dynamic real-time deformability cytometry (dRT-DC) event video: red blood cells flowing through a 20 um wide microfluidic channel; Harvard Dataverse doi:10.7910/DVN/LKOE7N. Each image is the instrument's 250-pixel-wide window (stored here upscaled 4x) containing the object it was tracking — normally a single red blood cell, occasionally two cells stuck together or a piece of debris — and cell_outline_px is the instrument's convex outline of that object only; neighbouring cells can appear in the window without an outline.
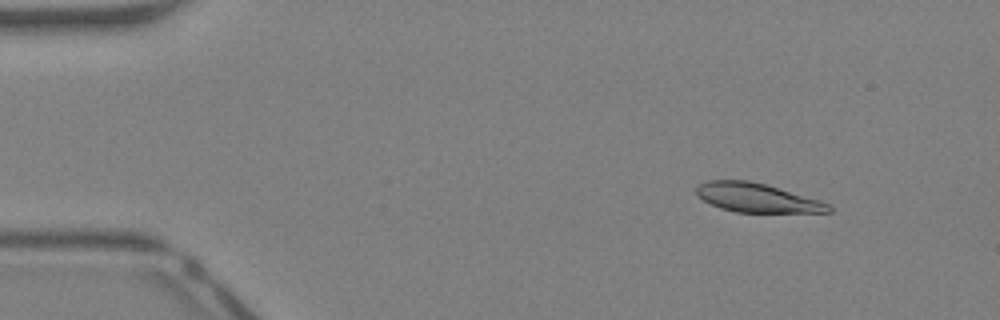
{"species": "Egyptian fruit bat (a non-hibernating species)", "species_latin": "Rousettus aegyptiacus", "temperature_condition": "warm", "stored_images_in_passage": 43, "camera_frame_rate_fps": 3000, "um_per_image_px": 0.085, "animal": {"sex": "female"}, "frame": {"image": 1, "passage_image": 5, "time_ms": 1.333, "image_size_px": [1000, 320], "cell_outline_px": [[832, 212], [736, 212], [720, 208], [696, 196], [696, 188], [700, 184], [708, 180], [748, 180], [764, 184], [820, 200], [828, 204], [832, 208]], "centroid_in_image_um": [64.32, 16.81], "position_along_channel_um": 20.7, "area_um2": 22.08}}
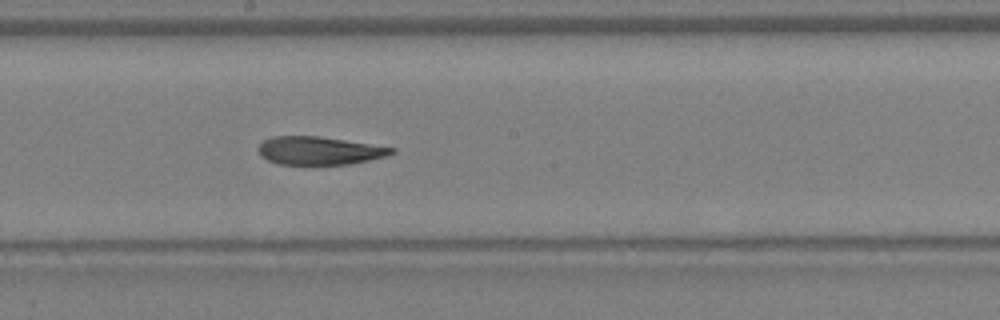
{"frame": {"image": 2, "passage_image": 23, "time_ms": 7.333, "image_size_px": [1000, 320], "cell_outline_px": [[396, 152], [388, 156], [348, 164], [280, 164], [268, 160], [260, 156], [256, 148], [264, 140], [272, 136], [320, 136], [396, 148]], "centroid_in_image_um": [27.13, 12.8], "position_along_channel_um": 221.1, "area_um2": 21.85}}
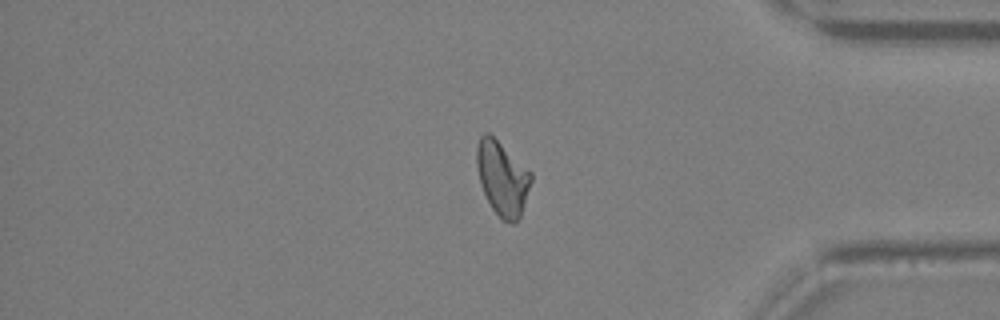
{"frame": {"image": 3, "passage_image": 35, "time_ms": 11.333, "image_size_px": [1000, 320], "cell_outline_px": [[532, 180], [520, 216], [516, 224], [512, 224], [500, 220], [492, 208], [480, 184], [476, 164], [476, 148], [480, 136], [484, 132], [488, 132], [532, 172]], "centroid_in_image_um": [42.69, 15.17], "position_along_channel_um": 392.5, "area_um2": 23.52}, "authors_computed_cell_mechanics": {"area_um2": 23.409, "velocity_mm_per_s": 4.8881, "shape_relaxation_time_tau1_ms": null, "shape_relaxation_time_tau2_ms": 5.9177, "deformation_change_tau1": null, "deformation_change_tau2": 0.1655}}